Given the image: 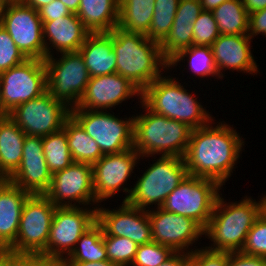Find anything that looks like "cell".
Segmentation results:
<instances>
[{
  "instance_id": "obj_49",
  "label": "cell",
  "mask_w": 266,
  "mask_h": 266,
  "mask_svg": "<svg viewBox=\"0 0 266 266\" xmlns=\"http://www.w3.org/2000/svg\"><path fill=\"white\" fill-rule=\"evenodd\" d=\"M66 266H117L109 260L99 262H65Z\"/></svg>"
},
{
  "instance_id": "obj_43",
  "label": "cell",
  "mask_w": 266,
  "mask_h": 266,
  "mask_svg": "<svg viewBox=\"0 0 266 266\" xmlns=\"http://www.w3.org/2000/svg\"><path fill=\"white\" fill-rule=\"evenodd\" d=\"M227 266H266V258L243 252H228Z\"/></svg>"
},
{
  "instance_id": "obj_22",
  "label": "cell",
  "mask_w": 266,
  "mask_h": 266,
  "mask_svg": "<svg viewBox=\"0 0 266 266\" xmlns=\"http://www.w3.org/2000/svg\"><path fill=\"white\" fill-rule=\"evenodd\" d=\"M90 33L75 13L53 21L44 22L43 41L45 45V58L52 56L51 52L53 49L60 53L78 51Z\"/></svg>"
},
{
  "instance_id": "obj_17",
  "label": "cell",
  "mask_w": 266,
  "mask_h": 266,
  "mask_svg": "<svg viewBox=\"0 0 266 266\" xmlns=\"http://www.w3.org/2000/svg\"><path fill=\"white\" fill-rule=\"evenodd\" d=\"M156 209L148 210L152 241L167 246L174 252L190 254L194 249H187L198 241L199 237L201 239L204 229L192 218L166 211L161 207Z\"/></svg>"
},
{
  "instance_id": "obj_8",
  "label": "cell",
  "mask_w": 266,
  "mask_h": 266,
  "mask_svg": "<svg viewBox=\"0 0 266 266\" xmlns=\"http://www.w3.org/2000/svg\"><path fill=\"white\" fill-rule=\"evenodd\" d=\"M221 187L216 180L187 175L167 196L161 208L192 218L205 229Z\"/></svg>"
},
{
  "instance_id": "obj_18",
  "label": "cell",
  "mask_w": 266,
  "mask_h": 266,
  "mask_svg": "<svg viewBox=\"0 0 266 266\" xmlns=\"http://www.w3.org/2000/svg\"><path fill=\"white\" fill-rule=\"evenodd\" d=\"M97 223L109 236L129 238L137 245L152 242L148 210L122 202L118 209L97 207Z\"/></svg>"
},
{
  "instance_id": "obj_35",
  "label": "cell",
  "mask_w": 266,
  "mask_h": 266,
  "mask_svg": "<svg viewBox=\"0 0 266 266\" xmlns=\"http://www.w3.org/2000/svg\"><path fill=\"white\" fill-rule=\"evenodd\" d=\"M108 260L117 266H131L138 245L129 238L109 236L103 231Z\"/></svg>"
},
{
  "instance_id": "obj_9",
  "label": "cell",
  "mask_w": 266,
  "mask_h": 266,
  "mask_svg": "<svg viewBox=\"0 0 266 266\" xmlns=\"http://www.w3.org/2000/svg\"><path fill=\"white\" fill-rule=\"evenodd\" d=\"M47 91V69L44 60L26 59L0 73V115L9 114L18 105Z\"/></svg>"
},
{
  "instance_id": "obj_31",
  "label": "cell",
  "mask_w": 266,
  "mask_h": 266,
  "mask_svg": "<svg viewBox=\"0 0 266 266\" xmlns=\"http://www.w3.org/2000/svg\"><path fill=\"white\" fill-rule=\"evenodd\" d=\"M185 57H188V67H190L195 76L197 75L203 78L211 75L213 77L217 76V78L221 79L210 46L192 45L188 48L182 49L170 59L168 62V68L175 67V65L177 67V63H180L181 60L185 61Z\"/></svg>"
},
{
  "instance_id": "obj_13",
  "label": "cell",
  "mask_w": 266,
  "mask_h": 266,
  "mask_svg": "<svg viewBox=\"0 0 266 266\" xmlns=\"http://www.w3.org/2000/svg\"><path fill=\"white\" fill-rule=\"evenodd\" d=\"M96 222L97 207H56L46 246V258L64 259Z\"/></svg>"
},
{
  "instance_id": "obj_3",
  "label": "cell",
  "mask_w": 266,
  "mask_h": 266,
  "mask_svg": "<svg viewBox=\"0 0 266 266\" xmlns=\"http://www.w3.org/2000/svg\"><path fill=\"white\" fill-rule=\"evenodd\" d=\"M219 194L204 235L213 242L207 249L221 252H240L255 221L265 211L264 196L256 202L250 197L229 205Z\"/></svg>"
},
{
  "instance_id": "obj_52",
  "label": "cell",
  "mask_w": 266,
  "mask_h": 266,
  "mask_svg": "<svg viewBox=\"0 0 266 266\" xmlns=\"http://www.w3.org/2000/svg\"><path fill=\"white\" fill-rule=\"evenodd\" d=\"M71 13H77L81 0H60Z\"/></svg>"
},
{
  "instance_id": "obj_32",
  "label": "cell",
  "mask_w": 266,
  "mask_h": 266,
  "mask_svg": "<svg viewBox=\"0 0 266 266\" xmlns=\"http://www.w3.org/2000/svg\"><path fill=\"white\" fill-rule=\"evenodd\" d=\"M42 144L46 164L52 174L64 170L73 163L67 134L63 129L42 137Z\"/></svg>"
},
{
  "instance_id": "obj_33",
  "label": "cell",
  "mask_w": 266,
  "mask_h": 266,
  "mask_svg": "<svg viewBox=\"0 0 266 266\" xmlns=\"http://www.w3.org/2000/svg\"><path fill=\"white\" fill-rule=\"evenodd\" d=\"M180 0H155V8L148 32L150 40L161 43L168 35L177 12Z\"/></svg>"
},
{
  "instance_id": "obj_39",
  "label": "cell",
  "mask_w": 266,
  "mask_h": 266,
  "mask_svg": "<svg viewBox=\"0 0 266 266\" xmlns=\"http://www.w3.org/2000/svg\"><path fill=\"white\" fill-rule=\"evenodd\" d=\"M26 59L9 33L0 26V73L23 63Z\"/></svg>"
},
{
  "instance_id": "obj_7",
  "label": "cell",
  "mask_w": 266,
  "mask_h": 266,
  "mask_svg": "<svg viewBox=\"0 0 266 266\" xmlns=\"http://www.w3.org/2000/svg\"><path fill=\"white\" fill-rule=\"evenodd\" d=\"M55 209L44 194L30 195L23 205L16 241L6 253L46 258Z\"/></svg>"
},
{
  "instance_id": "obj_40",
  "label": "cell",
  "mask_w": 266,
  "mask_h": 266,
  "mask_svg": "<svg viewBox=\"0 0 266 266\" xmlns=\"http://www.w3.org/2000/svg\"><path fill=\"white\" fill-rule=\"evenodd\" d=\"M228 252L213 251L203 247L189 254L187 266H227Z\"/></svg>"
},
{
  "instance_id": "obj_14",
  "label": "cell",
  "mask_w": 266,
  "mask_h": 266,
  "mask_svg": "<svg viewBox=\"0 0 266 266\" xmlns=\"http://www.w3.org/2000/svg\"><path fill=\"white\" fill-rule=\"evenodd\" d=\"M2 27L27 59H45L43 23L37 10L23 2L8 4Z\"/></svg>"
},
{
  "instance_id": "obj_10",
  "label": "cell",
  "mask_w": 266,
  "mask_h": 266,
  "mask_svg": "<svg viewBox=\"0 0 266 266\" xmlns=\"http://www.w3.org/2000/svg\"><path fill=\"white\" fill-rule=\"evenodd\" d=\"M108 111L71 108L70 115L93 138L103 155L133 148L134 116L118 118Z\"/></svg>"
},
{
  "instance_id": "obj_54",
  "label": "cell",
  "mask_w": 266,
  "mask_h": 266,
  "mask_svg": "<svg viewBox=\"0 0 266 266\" xmlns=\"http://www.w3.org/2000/svg\"><path fill=\"white\" fill-rule=\"evenodd\" d=\"M7 4L21 3L23 0H4Z\"/></svg>"
},
{
  "instance_id": "obj_38",
  "label": "cell",
  "mask_w": 266,
  "mask_h": 266,
  "mask_svg": "<svg viewBox=\"0 0 266 266\" xmlns=\"http://www.w3.org/2000/svg\"><path fill=\"white\" fill-rule=\"evenodd\" d=\"M240 252L266 258V211L251 227Z\"/></svg>"
},
{
  "instance_id": "obj_11",
  "label": "cell",
  "mask_w": 266,
  "mask_h": 266,
  "mask_svg": "<svg viewBox=\"0 0 266 266\" xmlns=\"http://www.w3.org/2000/svg\"><path fill=\"white\" fill-rule=\"evenodd\" d=\"M60 54L59 59L53 55L44 59L47 91L71 109L77 106L83 96L90 75L79 51Z\"/></svg>"
},
{
  "instance_id": "obj_4",
  "label": "cell",
  "mask_w": 266,
  "mask_h": 266,
  "mask_svg": "<svg viewBox=\"0 0 266 266\" xmlns=\"http://www.w3.org/2000/svg\"><path fill=\"white\" fill-rule=\"evenodd\" d=\"M140 102L147 113L134 115L133 148L142 159L158 153L184 158L192 129L185 123L151 111Z\"/></svg>"
},
{
  "instance_id": "obj_45",
  "label": "cell",
  "mask_w": 266,
  "mask_h": 266,
  "mask_svg": "<svg viewBox=\"0 0 266 266\" xmlns=\"http://www.w3.org/2000/svg\"><path fill=\"white\" fill-rule=\"evenodd\" d=\"M27 266H66L64 259L27 256Z\"/></svg>"
},
{
  "instance_id": "obj_27",
  "label": "cell",
  "mask_w": 266,
  "mask_h": 266,
  "mask_svg": "<svg viewBox=\"0 0 266 266\" xmlns=\"http://www.w3.org/2000/svg\"><path fill=\"white\" fill-rule=\"evenodd\" d=\"M73 162L93 165L103 157L97 142L70 115L63 126Z\"/></svg>"
},
{
  "instance_id": "obj_36",
  "label": "cell",
  "mask_w": 266,
  "mask_h": 266,
  "mask_svg": "<svg viewBox=\"0 0 266 266\" xmlns=\"http://www.w3.org/2000/svg\"><path fill=\"white\" fill-rule=\"evenodd\" d=\"M193 26V45L211 46L220 35L212 11L203 10Z\"/></svg>"
},
{
  "instance_id": "obj_2",
  "label": "cell",
  "mask_w": 266,
  "mask_h": 266,
  "mask_svg": "<svg viewBox=\"0 0 266 266\" xmlns=\"http://www.w3.org/2000/svg\"><path fill=\"white\" fill-rule=\"evenodd\" d=\"M111 33L117 60L116 73L129 79L141 91L163 74L161 70H169L168 61L161 54L160 43L144 34L127 32L119 27Z\"/></svg>"
},
{
  "instance_id": "obj_41",
  "label": "cell",
  "mask_w": 266,
  "mask_h": 266,
  "mask_svg": "<svg viewBox=\"0 0 266 266\" xmlns=\"http://www.w3.org/2000/svg\"><path fill=\"white\" fill-rule=\"evenodd\" d=\"M38 13L42 23L71 14L70 10L60 0H53L51 3L44 5L38 10Z\"/></svg>"
},
{
  "instance_id": "obj_25",
  "label": "cell",
  "mask_w": 266,
  "mask_h": 266,
  "mask_svg": "<svg viewBox=\"0 0 266 266\" xmlns=\"http://www.w3.org/2000/svg\"><path fill=\"white\" fill-rule=\"evenodd\" d=\"M26 134L8 115H0V179H9L19 168Z\"/></svg>"
},
{
  "instance_id": "obj_50",
  "label": "cell",
  "mask_w": 266,
  "mask_h": 266,
  "mask_svg": "<svg viewBox=\"0 0 266 266\" xmlns=\"http://www.w3.org/2000/svg\"><path fill=\"white\" fill-rule=\"evenodd\" d=\"M227 0H200L203 10L213 11Z\"/></svg>"
},
{
  "instance_id": "obj_24",
  "label": "cell",
  "mask_w": 266,
  "mask_h": 266,
  "mask_svg": "<svg viewBox=\"0 0 266 266\" xmlns=\"http://www.w3.org/2000/svg\"><path fill=\"white\" fill-rule=\"evenodd\" d=\"M90 77L116 73V55L112 47V33H90L78 50Z\"/></svg>"
},
{
  "instance_id": "obj_44",
  "label": "cell",
  "mask_w": 266,
  "mask_h": 266,
  "mask_svg": "<svg viewBox=\"0 0 266 266\" xmlns=\"http://www.w3.org/2000/svg\"><path fill=\"white\" fill-rule=\"evenodd\" d=\"M261 33L266 37V8L249 14V37L253 39Z\"/></svg>"
},
{
  "instance_id": "obj_29",
  "label": "cell",
  "mask_w": 266,
  "mask_h": 266,
  "mask_svg": "<svg viewBox=\"0 0 266 266\" xmlns=\"http://www.w3.org/2000/svg\"><path fill=\"white\" fill-rule=\"evenodd\" d=\"M212 12L220 34H248L249 14L245 10L242 0H227Z\"/></svg>"
},
{
  "instance_id": "obj_21",
  "label": "cell",
  "mask_w": 266,
  "mask_h": 266,
  "mask_svg": "<svg viewBox=\"0 0 266 266\" xmlns=\"http://www.w3.org/2000/svg\"><path fill=\"white\" fill-rule=\"evenodd\" d=\"M250 42L251 38L248 34H220L213 42L210 47L220 78L224 77L222 73L224 69L257 75L259 71L254 55L251 53Z\"/></svg>"
},
{
  "instance_id": "obj_15",
  "label": "cell",
  "mask_w": 266,
  "mask_h": 266,
  "mask_svg": "<svg viewBox=\"0 0 266 266\" xmlns=\"http://www.w3.org/2000/svg\"><path fill=\"white\" fill-rule=\"evenodd\" d=\"M44 195L56 207L97 204L93 188L92 165L73 162L64 170L55 172L52 174L50 187Z\"/></svg>"
},
{
  "instance_id": "obj_30",
  "label": "cell",
  "mask_w": 266,
  "mask_h": 266,
  "mask_svg": "<svg viewBox=\"0 0 266 266\" xmlns=\"http://www.w3.org/2000/svg\"><path fill=\"white\" fill-rule=\"evenodd\" d=\"M108 260L103 242V228L96 222L76 243L64 262H99Z\"/></svg>"
},
{
  "instance_id": "obj_46",
  "label": "cell",
  "mask_w": 266,
  "mask_h": 266,
  "mask_svg": "<svg viewBox=\"0 0 266 266\" xmlns=\"http://www.w3.org/2000/svg\"><path fill=\"white\" fill-rule=\"evenodd\" d=\"M0 266H27V256L0 252Z\"/></svg>"
},
{
  "instance_id": "obj_23",
  "label": "cell",
  "mask_w": 266,
  "mask_h": 266,
  "mask_svg": "<svg viewBox=\"0 0 266 266\" xmlns=\"http://www.w3.org/2000/svg\"><path fill=\"white\" fill-rule=\"evenodd\" d=\"M30 195L8 179H0V252L15 243L23 205Z\"/></svg>"
},
{
  "instance_id": "obj_34",
  "label": "cell",
  "mask_w": 266,
  "mask_h": 266,
  "mask_svg": "<svg viewBox=\"0 0 266 266\" xmlns=\"http://www.w3.org/2000/svg\"><path fill=\"white\" fill-rule=\"evenodd\" d=\"M193 28L191 20L174 19L168 35L160 43L161 54L168 62L179 51L193 45Z\"/></svg>"
},
{
  "instance_id": "obj_1",
  "label": "cell",
  "mask_w": 266,
  "mask_h": 266,
  "mask_svg": "<svg viewBox=\"0 0 266 266\" xmlns=\"http://www.w3.org/2000/svg\"><path fill=\"white\" fill-rule=\"evenodd\" d=\"M210 121L193 129L184 156L188 175L216 180L221 186L233 173L244 141L236 130L226 123Z\"/></svg>"
},
{
  "instance_id": "obj_55",
  "label": "cell",
  "mask_w": 266,
  "mask_h": 266,
  "mask_svg": "<svg viewBox=\"0 0 266 266\" xmlns=\"http://www.w3.org/2000/svg\"><path fill=\"white\" fill-rule=\"evenodd\" d=\"M264 201H265V211H266V195H264Z\"/></svg>"
},
{
  "instance_id": "obj_47",
  "label": "cell",
  "mask_w": 266,
  "mask_h": 266,
  "mask_svg": "<svg viewBox=\"0 0 266 266\" xmlns=\"http://www.w3.org/2000/svg\"><path fill=\"white\" fill-rule=\"evenodd\" d=\"M189 253L174 252L168 260L161 263L159 266H187Z\"/></svg>"
},
{
  "instance_id": "obj_37",
  "label": "cell",
  "mask_w": 266,
  "mask_h": 266,
  "mask_svg": "<svg viewBox=\"0 0 266 266\" xmlns=\"http://www.w3.org/2000/svg\"><path fill=\"white\" fill-rule=\"evenodd\" d=\"M174 251L157 242L138 245L131 266H159L170 258Z\"/></svg>"
},
{
  "instance_id": "obj_16",
  "label": "cell",
  "mask_w": 266,
  "mask_h": 266,
  "mask_svg": "<svg viewBox=\"0 0 266 266\" xmlns=\"http://www.w3.org/2000/svg\"><path fill=\"white\" fill-rule=\"evenodd\" d=\"M140 157V154L134 148H129L119 153L103 155L100 160L92 165L93 188L95 200L98 203L115 196L116 192L122 188L123 192L129 194L124 197L123 202L129 199L132 188H125L122 185L127 182L131 172L133 173Z\"/></svg>"
},
{
  "instance_id": "obj_6",
  "label": "cell",
  "mask_w": 266,
  "mask_h": 266,
  "mask_svg": "<svg viewBox=\"0 0 266 266\" xmlns=\"http://www.w3.org/2000/svg\"><path fill=\"white\" fill-rule=\"evenodd\" d=\"M187 175L184 158L161 156L138 178L126 202L143 210H150L151 204L159 208Z\"/></svg>"
},
{
  "instance_id": "obj_28",
  "label": "cell",
  "mask_w": 266,
  "mask_h": 266,
  "mask_svg": "<svg viewBox=\"0 0 266 266\" xmlns=\"http://www.w3.org/2000/svg\"><path fill=\"white\" fill-rule=\"evenodd\" d=\"M154 6L155 0H120L118 27L145 35L152 21Z\"/></svg>"
},
{
  "instance_id": "obj_12",
  "label": "cell",
  "mask_w": 266,
  "mask_h": 266,
  "mask_svg": "<svg viewBox=\"0 0 266 266\" xmlns=\"http://www.w3.org/2000/svg\"><path fill=\"white\" fill-rule=\"evenodd\" d=\"M70 110L65 103L46 91L18 105L8 115L26 135L44 137L63 129Z\"/></svg>"
},
{
  "instance_id": "obj_20",
  "label": "cell",
  "mask_w": 266,
  "mask_h": 266,
  "mask_svg": "<svg viewBox=\"0 0 266 266\" xmlns=\"http://www.w3.org/2000/svg\"><path fill=\"white\" fill-rule=\"evenodd\" d=\"M8 180L31 195L48 191L52 173L46 164L42 137L25 136L21 164Z\"/></svg>"
},
{
  "instance_id": "obj_51",
  "label": "cell",
  "mask_w": 266,
  "mask_h": 266,
  "mask_svg": "<svg viewBox=\"0 0 266 266\" xmlns=\"http://www.w3.org/2000/svg\"><path fill=\"white\" fill-rule=\"evenodd\" d=\"M52 1L53 0H23V3L38 11L41 7L51 3Z\"/></svg>"
},
{
  "instance_id": "obj_5",
  "label": "cell",
  "mask_w": 266,
  "mask_h": 266,
  "mask_svg": "<svg viewBox=\"0 0 266 266\" xmlns=\"http://www.w3.org/2000/svg\"><path fill=\"white\" fill-rule=\"evenodd\" d=\"M169 77L161 75L142 91L141 101L151 111L185 123L192 130L214 121L192 93Z\"/></svg>"
},
{
  "instance_id": "obj_53",
  "label": "cell",
  "mask_w": 266,
  "mask_h": 266,
  "mask_svg": "<svg viewBox=\"0 0 266 266\" xmlns=\"http://www.w3.org/2000/svg\"><path fill=\"white\" fill-rule=\"evenodd\" d=\"M7 3L4 0H0V26H2L3 17L7 8Z\"/></svg>"
},
{
  "instance_id": "obj_48",
  "label": "cell",
  "mask_w": 266,
  "mask_h": 266,
  "mask_svg": "<svg viewBox=\"0 0 266 266\" xmlns=\"http://www.w3.org/2000/svg\"><path fill=\"white\" fill-rule=\"evenodd\" d=\"M242 3L248 14L266 8V0H242Z\"/></svg>"
},
{
  "instance_id": "obj_42",
  "label": "cell",
  "mask_w": 266,
  "mask_h": 266,
  "mask_svg": "<svg viewBox=\"0 0 266 266\" xmlns=\"http://www.w3.org/2000/svg\"><path fill=\"white\" fill-rule=\"evenodd\" d=\"M202 11L200 0H180L174 19L191 20L193 24Z\"/></svg>"
},
{
  "instance_id": "obj_19",
  "label": "cell",
  "mask_w": 266,
  "mask_h": 266,
  "mask_svg": "<svg viewBox=\"0 0 266 266\" xmlns=\"http://www.w3.org/2000/svg\"><path fill=\"white\" fill-rule=\"evenodd\" d=\"M136 95L141 100L142 91L118 73L90 77L83 96L73 108L107 111Z\"/></svg>"
},
{
  "instance_id": "obj_26",
  "label": "cell",
  "mask_w": 266,
  "mask_h": 266,
  "mask_svg": "<svg viewBox=\"0 0 266 266\" xmlns=\"http://www.w3.org/2000/svg\"><path fill=\"white\" fill-rule=\"evenodd\" d=\"M120 0H81L76 15L91 33L118 27Z\"/></svg>"
}]
</instances>
